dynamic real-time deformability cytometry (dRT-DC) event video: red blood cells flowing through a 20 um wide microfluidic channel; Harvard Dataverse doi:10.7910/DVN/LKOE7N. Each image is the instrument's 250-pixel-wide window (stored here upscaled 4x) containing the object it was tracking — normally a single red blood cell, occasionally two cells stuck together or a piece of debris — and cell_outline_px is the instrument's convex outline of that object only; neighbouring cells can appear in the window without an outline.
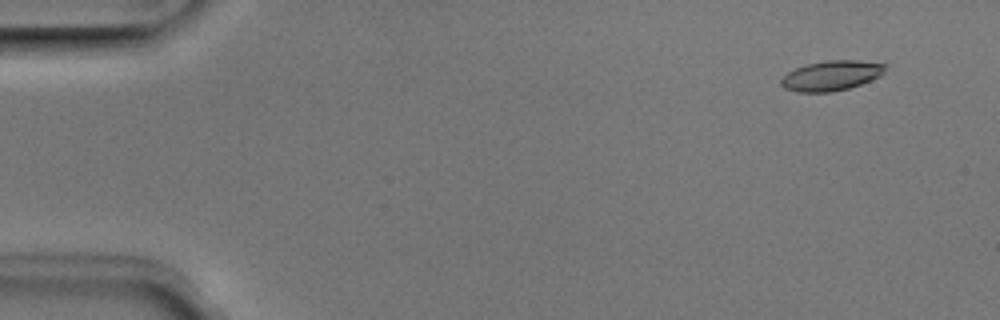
{"species": "Egyptian fruit bat (a non-hibernating species)", "species_latin": "Rousettus aegyptiacus", "temperature_condition": "room temperature", "stored_images_in_passage": 51, "camera_frame_rate_fps": 3000, "um_per_image_px": 0.085, "animal": {"sex": "male"}, "frame": {"image": 1, "passage_image": 4, "time_ms": 1.0, "image_size_px": [1000, 320], "cell_outline_px": [[888, 64], [884, 72], [880, 76], [872, 80], [848, 88], [832, 92], [796, 92], [784, 88], [780, 84], [780, 80], [788, 72], [796, 68], [808, 64], [828, 60], [856, 60]], "centroid_in_image_um": [70.68, 6.43], "position_along_channel_um": 14.3, "area_um2": 18.21}}
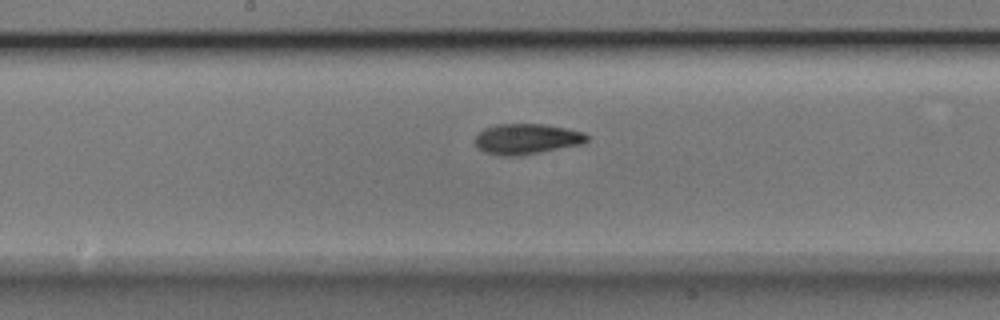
{"frame": {"image": 2, "passage_image": 27, "time_ms": 8.667, "image_size_px": [1000, 320], "cell_outline_px": [[588, 140], [580, 144], [520, 156], [504, 156], [484, 152], [476, 148], [476, 136], [484, 128], [496, 124], [544, 124], [568, 128], [584, 132], [588, 136]], "centroid_in_image_um": [44.75, 11.81], "position_along_channel_um": 203.4, "area_um2": 19.88}}
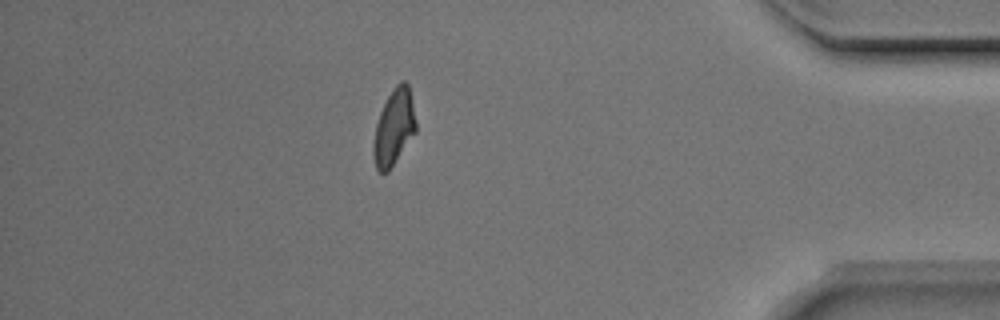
{"frame": {"image": 3, "passage_image": 45, "time_ms": 14.667, "image_size_px": [1000, 320], "cell_outline_px": [[416, 132], [388, 172], [380, 172], [376, 168], [372, 156], [372, 144], [376, 124], [380, 112], [388, 96], [396, 84], [400, 80], [404, 80], [408, 84], [416, 120]], "centroid_in_image_um": [33.47, 10.84], "position_along_channel_um": 401.7, "area_um2": 18.84}, "authors_computed_cell_mechanics": {"area_um2": 18.9584, "velocity_mm_per_s": 3.9586, "shape_relaxation_time_tau1_ms": 4.163, "shape_relaxation_time_tau2_ms": 2.6099, "deformation_change_tau1": 0.1614, "deformation_change_tau2": 0.0946}}